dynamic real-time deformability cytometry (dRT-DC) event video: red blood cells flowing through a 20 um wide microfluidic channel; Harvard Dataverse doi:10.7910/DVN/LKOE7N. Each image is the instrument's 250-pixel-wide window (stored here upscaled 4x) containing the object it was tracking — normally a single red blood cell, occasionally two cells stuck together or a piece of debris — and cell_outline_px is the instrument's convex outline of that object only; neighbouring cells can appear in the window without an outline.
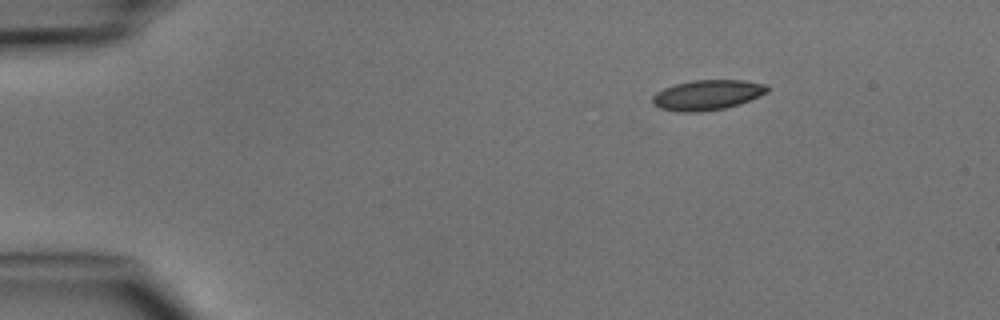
{"species": "common noctule bat (a hibernating species)", "species_latin": "Nyctalus noctula", "temperature_condition": "cold", "stored_images_in_passage": 3, "camera_frame_rate_fps": 3000, "um_per_image_px": 0.085, "animal": {"sex": "male", "body_mass_g": 15.6}, "frame": {"image": 1, "passage_image": 1, "time_ms": 0.0, "image_size_px": [1000, 320], "cell_outline_px": [[768, 92], [740, 104], [724, 108], [700, 112], [680, 112], [660, 108], [652, 104], [652, 96], [656, 92], [664, 88], [676, 84], [692, 80], [744, 80], [768, 84]], "centroid_in_image_um": [60.12, 8.07], "position_along_channel_um": 24.9, "area_um2": 20.23}}